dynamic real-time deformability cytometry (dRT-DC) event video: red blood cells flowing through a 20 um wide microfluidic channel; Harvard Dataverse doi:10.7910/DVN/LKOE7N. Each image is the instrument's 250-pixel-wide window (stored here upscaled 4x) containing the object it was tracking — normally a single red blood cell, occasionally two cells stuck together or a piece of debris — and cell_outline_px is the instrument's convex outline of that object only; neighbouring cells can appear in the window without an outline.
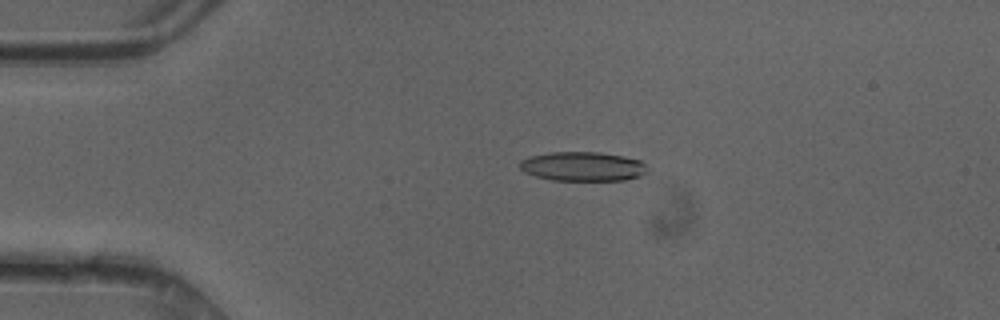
{"species": "common noctule bat (a hibernating species)", "species_latin": "Nyctalus noctula", "temperature_condition": "cold", "stored_images_in_passage": 49, "camera_frame_rate_fps": 3000, "um_per_image_px": 0.085, "animal": {"sex": "female"}, "frame": {"image": 1, "passage_image": 11, "time_ms": 3.333, "image_size_px": [1000, 320], "cell_outline_px": [[648, 168], [640, 176], [624, 180], [552, 180], [536, 176], [524, 172], [520, 168], [520, 160], [532, 156], [552, 152], [600, 152], [640, 160]], "centroid_in_image_um": [49.52, 14.15], "position_along_channel_um": 35.5, "area_um2": 21.5}}
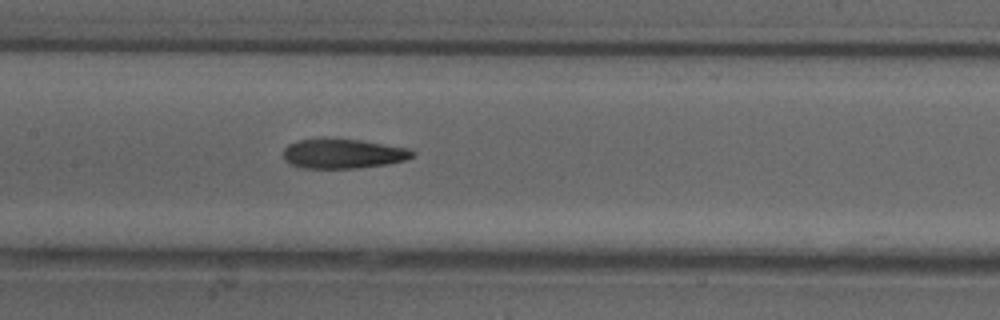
{"frame": {"image": 2, "passage_image": 24, "time_ms": 7.667, "image_size_px": [1000, 320], "cell_outline_px": [[416, 156], [404, 160], [388, 164], [360, 168], [300, 168], [288, 164], [284, 160], [284, 148], [288, 144], [296, 140], [360, 140], [408, 148], [416, 152]], "centroid_in_image_um": [29.17, 13.09], "position_along_channel_um": 178.2, "area_um2": 22.14}}
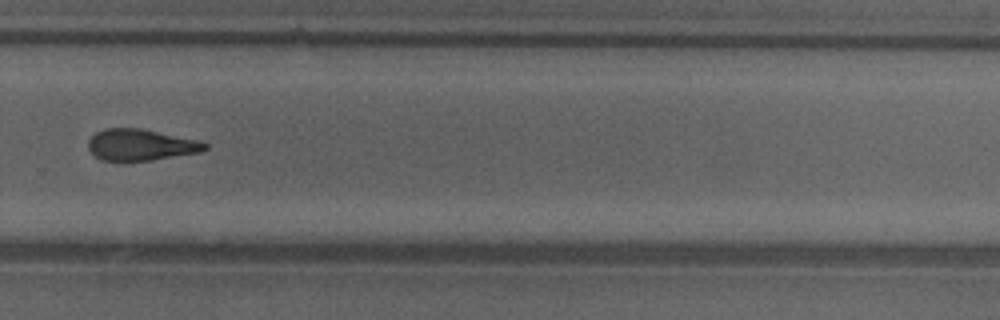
{"frame": {"image": 3, "passage_image": 34, "time_ms": 11.0, "image_size_px": [1000, 320], "cell_outline_px": [[208, 148], [200, 152], [152, 160], [124, 164], [100, 160], [88, 148], [88, 140], [96, 132], [104, 128], [140, 128], [200, 140], [208, 144]], "centroid_in_image_um": [11.93, 12.35], "position_along_channel_um": 317.9, "area_um2": 22.02}, "authors_computed_cell_mechanics": {"area_um2": 22.3108, "velocity_mm_per_s": 4.2154, "shape_relaxation_time_tau1_ms": 7.1098, "shape_relaxation_time_tau2_ms": 3.1005, "deformation_change_tau1": 0.1902, "deformation_change_tau2": 0.1251}}